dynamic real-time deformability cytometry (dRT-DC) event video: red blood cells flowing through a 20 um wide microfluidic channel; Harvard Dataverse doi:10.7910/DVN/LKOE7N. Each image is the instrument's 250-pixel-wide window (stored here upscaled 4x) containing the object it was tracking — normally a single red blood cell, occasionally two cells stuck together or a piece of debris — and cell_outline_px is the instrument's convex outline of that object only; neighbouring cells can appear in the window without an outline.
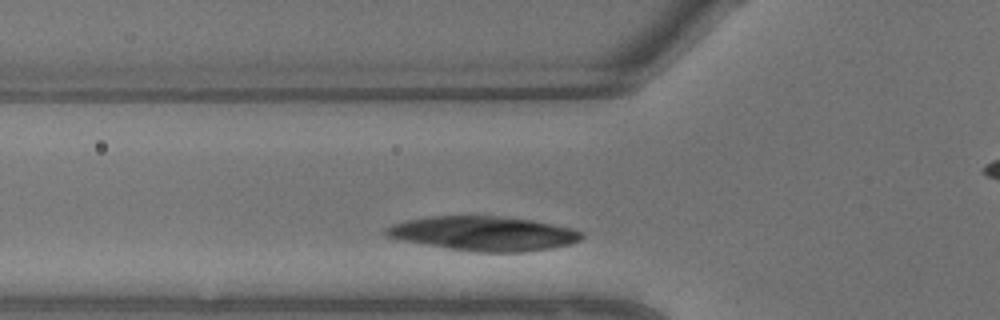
{"species": "common noctule bat (a hibernating species)", "species_latin": "Nyctalus noctula", "temperature_condition": "warm", "stored_images_in_passage": 5, "camera_frame_rate_fps": 3000, "um_per_image_px": 0.085, "animal": {"sex": "male", "body_mass_g": 13.3}, "frame": {"image": 1, "passage_image": 2, "time_ms": 0.333, "image_size_px": [1000, 320], "cell_outline_px": [[584, 236], [580, 240], [572, 244], [552, 248], [524, 252], [472, 252], [400, 240], [384, 236], [384, 228], [392, 224], [408, 220], [432, 216], [500, 216], [532, 220], [572, 228], [584, 232]], "centroid_in_image_um": [41.12, 19.85], "position_along_channel_um": 84.7, "area_um2": 39.42}}